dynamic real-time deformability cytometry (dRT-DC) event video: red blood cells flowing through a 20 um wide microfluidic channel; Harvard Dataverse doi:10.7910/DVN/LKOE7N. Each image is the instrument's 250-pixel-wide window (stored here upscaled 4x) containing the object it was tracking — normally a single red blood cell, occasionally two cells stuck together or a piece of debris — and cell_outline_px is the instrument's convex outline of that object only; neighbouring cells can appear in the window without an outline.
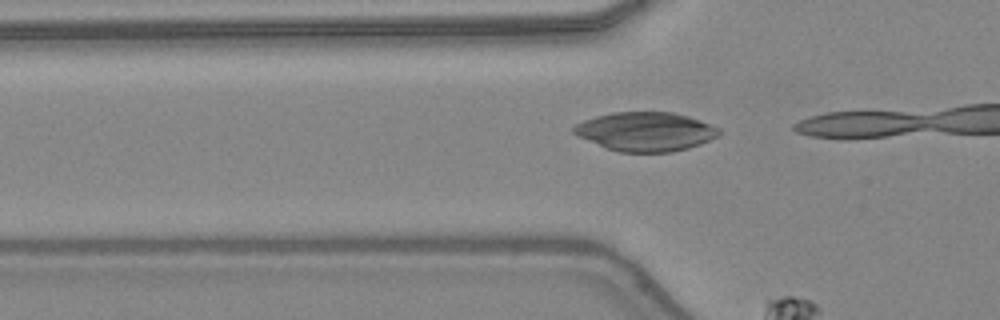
{"species": "common noctule bat (a hibernating species)", "species_latin": "Nyctalus noctula", "temperature_condition": "warm", "stored_images_in_passage": 14, "camera_frame_rate_fps": 3000, "um_per_image_px": 0.085, "animal": {"sex": "female", "body_mass_g": 24.6, "forearm_length_mm": 56.2}, "frame": {"image": 1, "passage_image": 12, "time_ms": 3.667, "image_size_px": [1000, 320], "cell_outline_px": [[720, 136], [700, 144], [688, 148], [672, 152], [620, 152], [604, 148], [576, 136], [572, 132], [572, 128], [576, 124], [584, 120], [596, 116], [612, 112], [672, 112], [688, 116], [700, 120], [720, 128]], "centroid_in_image_um": [54.86, 11.19], "position_along_channel_um": 70.9, "area_um2": 33.29}}